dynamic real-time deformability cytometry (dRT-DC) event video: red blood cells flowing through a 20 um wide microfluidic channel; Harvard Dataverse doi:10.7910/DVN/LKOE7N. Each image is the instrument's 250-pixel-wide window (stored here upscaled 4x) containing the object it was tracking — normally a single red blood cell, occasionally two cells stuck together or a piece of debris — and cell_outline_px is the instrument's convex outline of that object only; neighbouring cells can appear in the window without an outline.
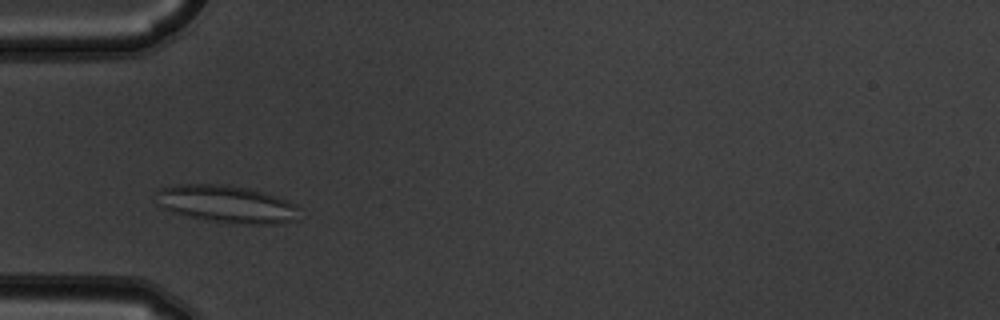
{"species": "common noctule bat (a hibernating species)", "species_latin": "Nyctalus noctula", "temperature_condition": "warm", "stored_images_in_passage": 6, "camera_frame_rate_fps": 3000, "um_per_image_px": 0.085, "animal": {"sex": "male", "body_mass_g": 19.5, "forearm_length_mm": 54.6}, "frame": {"image": 1, "passage_image": 2, "time_ms": 0.333, "image_size_px": [1000, 320], "cell_outline_px": [[296, 220], [272, 224], [248, 224], [212, 220], [188, 216], [172, 212], [160, 208], [156, 204], [156, 188], [176, 184], [228, 184], [248, 188], [280, 196], [296, 204]], "centroid_in_image_um": [19.19, 17.31], "position_along_channel_um": 65.8, "area_um2": 31.39}}
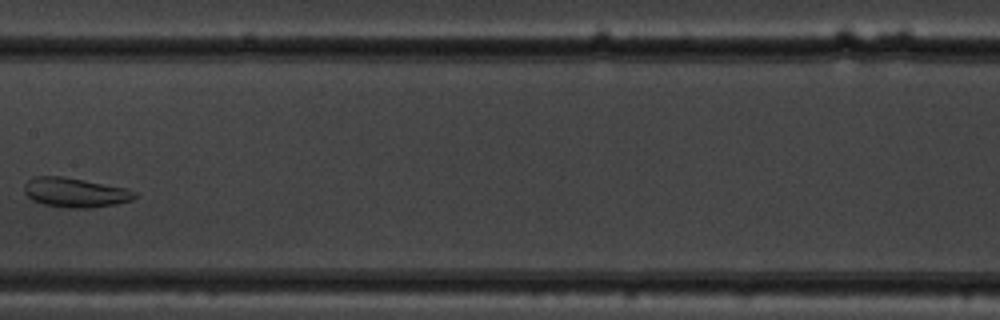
{"frame": {"image": 2, "passage_image": 5, "time_ms": 1.333, "image_size_px": [1000, 320], "cell_outline_px": [[136, 196], [132, 200], [112, 204], [88, 208], [68, 208], [44, 204], [32, 200], [24, 192], [24, 184], [28, 180], [36, 176], [64, 176], [124, 188], [136, 192]], "centroid_in_image_um": [6.34, 16.36], "position_along_channel_um": 201.1, "area_um2": 18.73}}
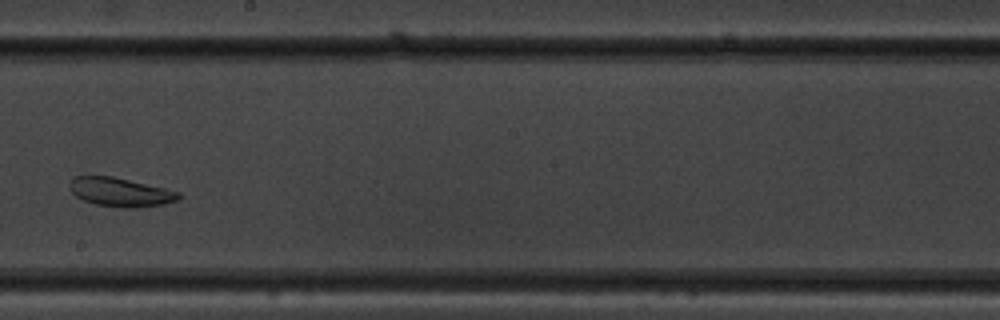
{"frame": {"image": 3, "passage_image": 6, "time_ms": 1.667, "image_size_px": [1000, 320], "cell_outline_px": [[180, 200], [164, 204], [136, 208], [120, 208], [96, 204], [84, 200], [76, 196], [72, 192], [68, 184], [76, 176], [112, 176], [164, 188], [180, 192]], "centroid_in_image_um": [10.25, 16.34], "position_along_channel_um": 237.9, "area_um2": 18.26}}